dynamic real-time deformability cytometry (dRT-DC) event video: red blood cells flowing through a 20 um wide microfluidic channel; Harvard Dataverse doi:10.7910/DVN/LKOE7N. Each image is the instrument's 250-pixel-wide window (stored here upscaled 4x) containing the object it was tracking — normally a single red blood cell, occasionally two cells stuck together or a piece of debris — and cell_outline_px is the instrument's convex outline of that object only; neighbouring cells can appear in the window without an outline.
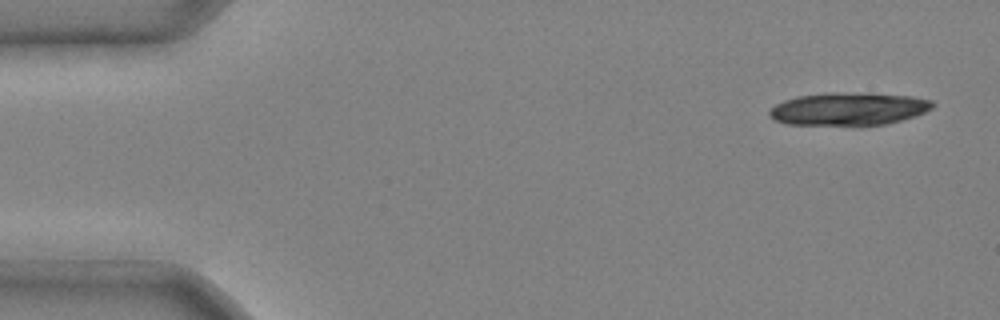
{"species": "common noctule bat (a hibernating species)", "species_latin": "Nyctalus noctula", "temperature_condition": "cold", "stored_images_in_passage": 5, "camera_frame_rate_fps": 3000, "um_per_image_px": 0.085, "animal": {"sex": "male", "body_mass_g": 20.4}, "frame": {"image": 1, "passage_image": 1, "time_ms": 0.0, "image_size_px": [1000, 320], "cell_outline_px": [[936, 104], [932, 108], [916, 116], [884, 124], [860, 128], [784, 124], [772, 120], [768, 116], [768, 112], [776, 104], [784, 100], [800, 96], [912, 96], [932, 100]], "centroid_in_image_um": [72.09, 9.38], "position_along_channel_um": 12.9, "area_um2": 30.52}}